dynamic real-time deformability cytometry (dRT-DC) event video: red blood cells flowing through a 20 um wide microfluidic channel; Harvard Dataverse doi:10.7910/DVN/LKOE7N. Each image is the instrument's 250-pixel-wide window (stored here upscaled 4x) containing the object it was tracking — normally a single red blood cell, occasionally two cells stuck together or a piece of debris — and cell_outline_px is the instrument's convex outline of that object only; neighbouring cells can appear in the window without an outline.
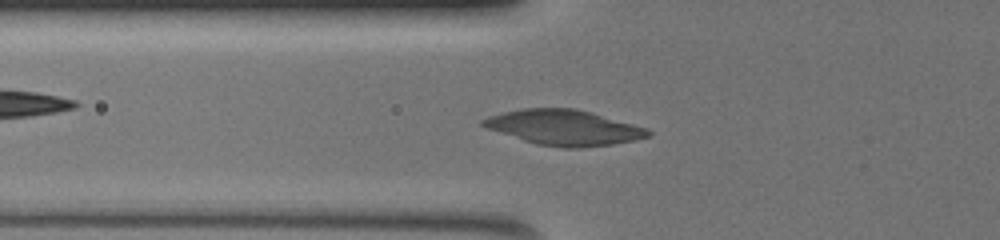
{"species": "common noctule bat (a hibernating species)", "species_latin": "Nyctalus noctula", "temperature_condition": "warm", "stored_images_in_passage": 56, "camera_frame_rate_fps": 3000, "um_per_image_px": 0.085, "animal": {"sex": "female", "body_mass_g": 19.5, "forearm_length_mm": 54.1}, "frame": {"image": 1, "passage_image": 22, "time_ms": 7.0, "image_size_px": [1000, 240], "cell_outline_px": [[652, 136], [636, 140], [612, 144], [580, 148], [564, 148], [536, 144], [484, 128], [480, 124], [480, 120], [488, 116], [520, 108], [576, 108], [592, 112], [648, 128], [652, 132]], "centroid_in_image_um": [47.94, 10.84], "position_along_channel_um": 77.9, "area_um2": 34.28}}
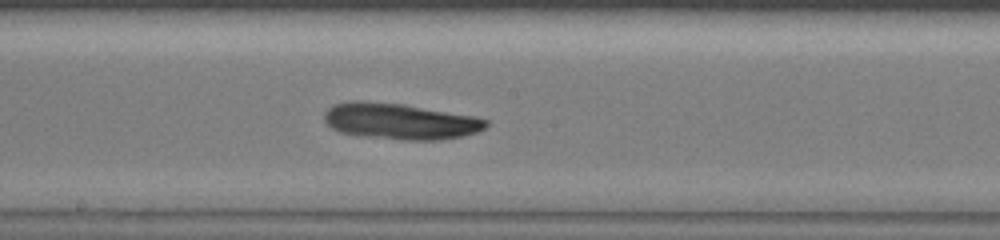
{"frame": {"image": 2, "passage_image": 33, "time_ms": 10.667, "image_size_px": [1000, 240], "cell_outline_px": [[488, 124], [484, 128], [476, 132], [464, 136], [440, 140], [400, 140], [360, 136], [340, 132], [332, 128], [324, 120], [324, 112], [328, 108], [336, 104], [352, 100], [356, 100], [404, 104], [472, 116], [488, 120]], "centroid_in_image_um": [33.98, 10.32], "position_along_channel_um": 214.2, "area_um2": 34.04}}
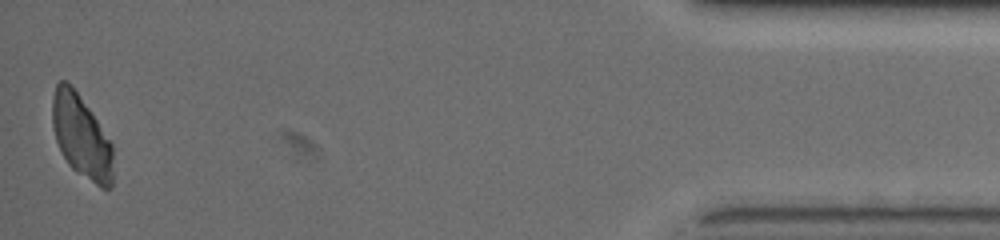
{"frame": {"image": 3, "passage_image": 56, "time_ms": 18.333, "image_size_px": [1000, 240], "cell_outline_px": [[112, 188], [100, 188], [76, 172], [68, 164], [56, 140], [52, 124], [52, 100], [56, 84], [60, 80], [64, 80], [76, 92], [88, 108], [112, 144]], "centroid_in_image_um": [6.91, 11.65], "position_along_channel_um": 428.3, "area_um2": 28.9}}